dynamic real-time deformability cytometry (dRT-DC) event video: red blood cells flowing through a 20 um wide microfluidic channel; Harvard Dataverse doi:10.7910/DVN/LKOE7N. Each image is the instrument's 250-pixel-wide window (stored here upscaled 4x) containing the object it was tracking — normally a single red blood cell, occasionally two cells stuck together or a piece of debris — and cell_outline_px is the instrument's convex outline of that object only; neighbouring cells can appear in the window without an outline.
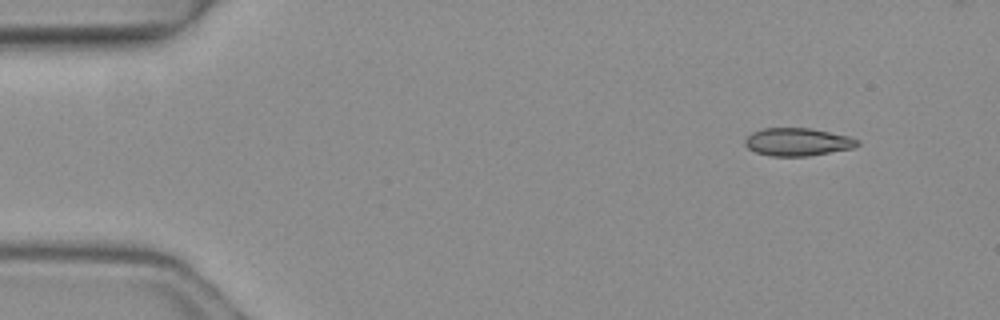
{"species": "common noctule bat (a hibernating species)", "species_latin": "Nyctalus noctula", "temperature_condition": "warm", "stored_images_in_passage": 4, "camera_frame_rate_fps": 3000, "um_per_image_px": 0.085, "animal": {"sex": "female", "body_mass_g": 19.3, "forearm_length_mm": 54.1}, "frame": {"image": 1, "passage_image": 1, "time_ms": 0.0, "image_size_px": [1000, 320], "cell_outline_px": [[860, 144], [856, 148], [808, 156], [772, 156], [756, 152], [748, 148], [744, 144], [744, 140], [752, 132], [764, 128], [812, 128], [848, 136], [860, 140]], "centroid_in_image_um": [67.83, 12.06], "position_along_channel_um": 17.2, "area_um2": 18.38}}
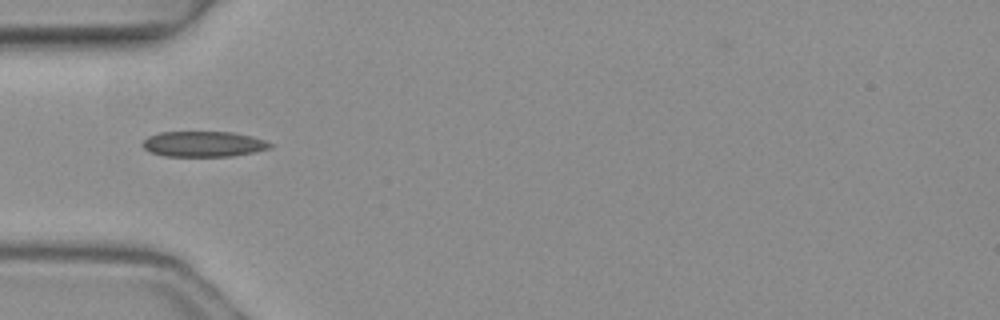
{"frame": {"image": 2, "passage_image": 4, "time_ms": 1.0, "image_size_px": [1000, 320], "cell_outline_px": [[272, 148], [256, 152], [232, 156], [164, 156], [148, 152], [140, 144], [148, 136], [160, 132], [232, 132], [252, 136], [264, 140], [272, 144]], "centroid_in_image_um": [17.28, 12.25], "position_along_channel_um": 67.7, "area_um2": 19.13}}